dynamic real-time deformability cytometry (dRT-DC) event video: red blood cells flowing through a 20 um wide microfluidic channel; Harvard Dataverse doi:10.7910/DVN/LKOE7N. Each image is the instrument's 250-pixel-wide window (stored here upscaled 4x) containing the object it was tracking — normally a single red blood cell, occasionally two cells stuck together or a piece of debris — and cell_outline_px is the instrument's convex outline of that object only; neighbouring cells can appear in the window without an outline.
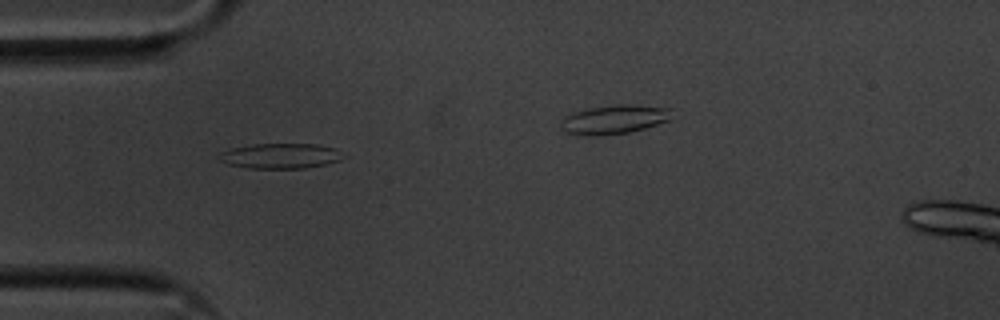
{"species": "common noctule bat (a hibernating species)", "species_latin": "Nyctalus noctula", "temperature_condition": "cold", "stored_images_in_passage": 38, "segment_of_instrument_passage": [1, 2], "camera_frame_rate_fps": 3000, "um_per_image_px": 0.085, "animal": {"sex": "male", "body_mass_g": 20.1, "forearm_length_mm": 53.5}, "frame": {"image": 1, "passage_image": 3, "time_ms": 0.667, "image_size_px": [1000, 320], "cell_outline_px": [[344, 156], [340, 160], [324, 164], [304, 168], [248, 168], [228, 164], [220, 160], [216, 156], [220, 152], [232, 148], [252, 144], [316, 144], [336, 148]], "centroid_in_image_um": [23.81, 13.25], "position_along_channel_um": 61.2, "area_um2": 18.15}}
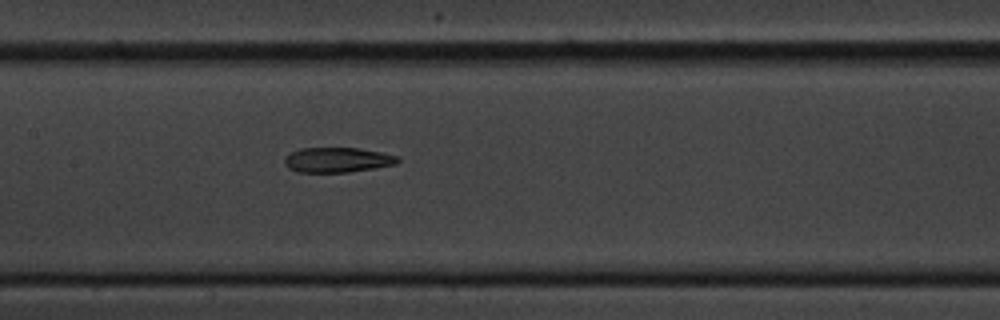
{"frame": {"image": 2, "passage_image": 13, "time_ms": 4.0, "image_size_px": [1000, 320], "cell_outline_px": [[400, 160], [396, 164], [348, 172], [296, 172], [288, 168], [284, 164], [284, 160], [292, 152], [300, 148], [356, 148], [380, 152], [400, 156]], "centroid_in_image_um": [28.68, 13.59], "position_along_channel_um": 178.7, "area_um2": 16.36}}
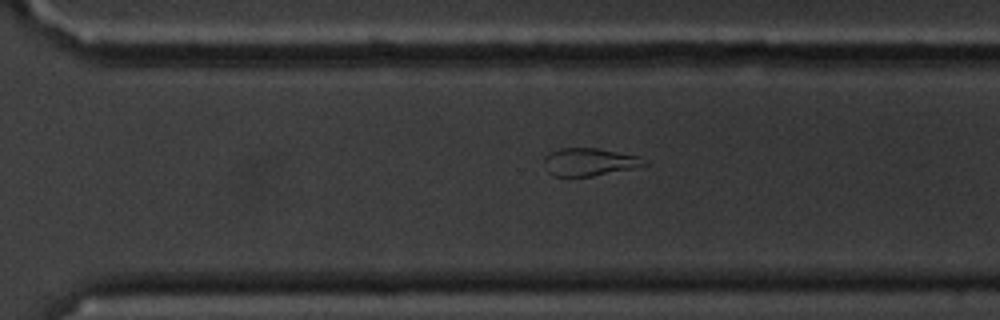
{"frame": {"image": 3, "passage_image": 25, "time_ms": 8.0, "image_size_px": [1000, 320], "cell_outline_px": [[648, 164], [632, 168], [592, 176], [552, 176], [548, 172], [544, 160], [544, 156], [548, 152], [560, 148], [596, 148], [640, 156]], "centroid_in_image_um": [50.05, 13.76], "position_along_channel_um": 320.5, "area_um2": 16.07}}